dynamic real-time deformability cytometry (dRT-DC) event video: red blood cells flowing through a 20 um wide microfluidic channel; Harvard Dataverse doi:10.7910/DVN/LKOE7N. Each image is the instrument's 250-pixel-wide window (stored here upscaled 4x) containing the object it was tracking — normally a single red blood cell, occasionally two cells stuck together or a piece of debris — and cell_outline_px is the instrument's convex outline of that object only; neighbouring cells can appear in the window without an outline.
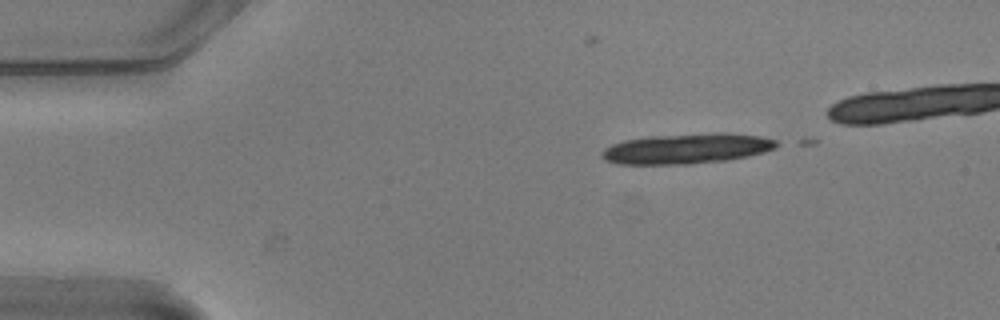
{"species": "common noctule bat (a hibernating species)", "species_latin": "Nyctalus noctula", "temperature_condition": "warm", "stored_images_in_passage": 3, "camera_frame_rate_fps": 3000, "um_per_image_px": 0.085, "animal": {"sex": "male", "body_mass_g": 20.5, "forearm_length_mm": 52.5}, "frame": {"image": 1, "passage_image": 1, "time_ms": 0.0, "image_size_px": [1000, 320], "cell_outline_px": [[776, 148], [764, 152], [748, 156], [728, 160], [692, 164], [616, 164], [604, 160], [600, 156], [600, 152], [604, 148], [612, 144], [624, 140], [652, 136], [712, 132], [724, 132], [760, 136], [776, 140]], "centroid_in_image_um": [58.35, 12.63], "position_along_channel_um": 26.7, "area_um2": 31.1}}